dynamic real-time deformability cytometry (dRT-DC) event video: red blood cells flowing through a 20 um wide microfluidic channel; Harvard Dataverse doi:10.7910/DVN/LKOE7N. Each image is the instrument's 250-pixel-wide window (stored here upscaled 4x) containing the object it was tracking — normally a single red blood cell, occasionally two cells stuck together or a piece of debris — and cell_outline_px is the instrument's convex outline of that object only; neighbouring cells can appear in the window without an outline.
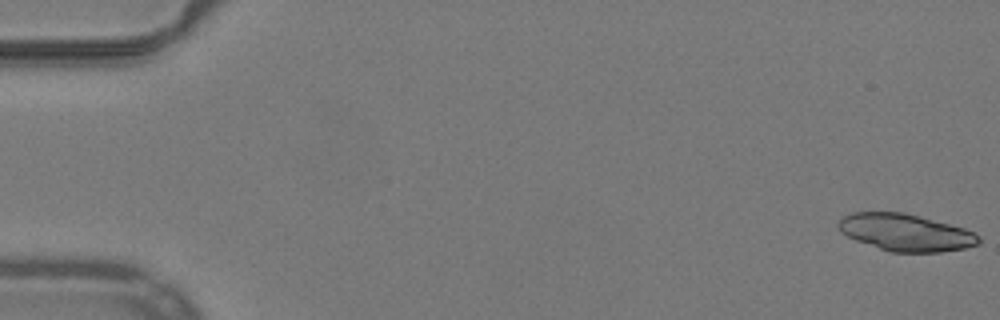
{"species": "common noctule bat (a hibernating species)", "species_latin": "Nyctalus noctula", "temperature_condition": "warm", "stored_images_in_passage": 53, "camera_frame_rate_fps": 3000, "um_per_image_px": 0.085, "animal": {"sex": "male", "body_mass_g": 19.2, "forearm_length_mm": 51.8}, "frame": {"image": 1, "passage_image": 1, "time_ms": 0.0, "image_size_px": [1000, 320], "cell_outline_px": [[980, 244], [964, 248], [940, 252], [892, 252], [856, 240], [840, 232], [836, 224], [844, 216], [852, 212], [904, 212], [920, 216], [964, 228], [980, 236]], "centroid_in_image_um": [76.98, 19.75], "position_along_channel_um": 8.0, "area_um2": 30.17}}
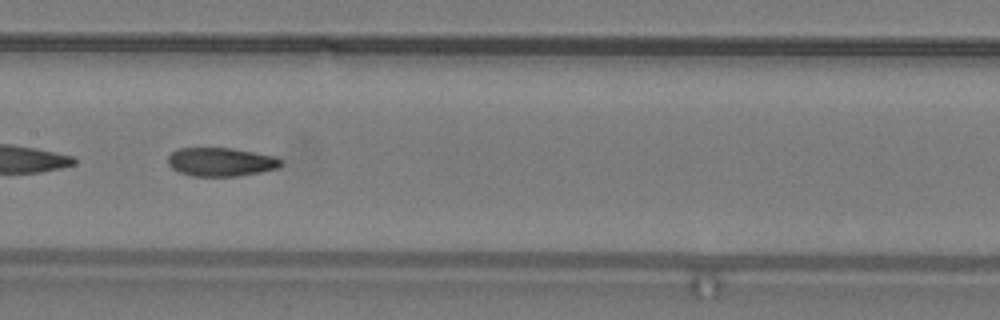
{"frame": {"image": 2, "passage_image": 27, "time_ms": 8.667, "image_size_px": [1000, 320], "cell_outline_px": [[284, 164], [280, 168], [260, 172], [236, 176], [192, 176], [180, 172], [172, 168], [168, 164], [168, 156], [176, 148], [232, 148], [276, 156], [284, 160]], "centroid_in_image_um": [18.82, 13.76], "position_along_channel_um": 188.6, "area_um2": 19.07}}
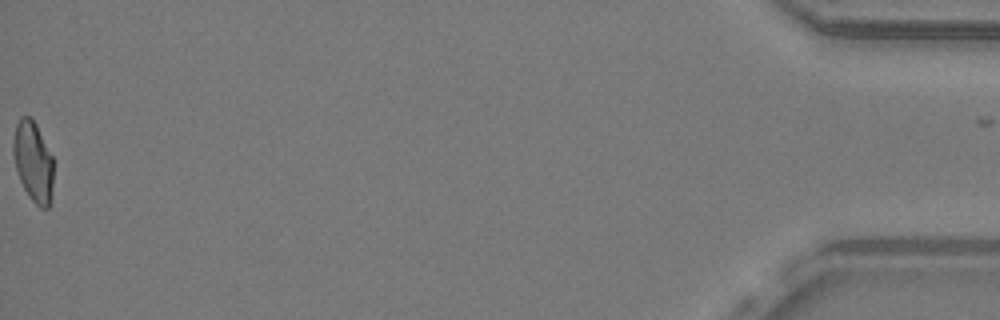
{"frame": {"image": 3, "passage_image": 53, "time_ms": 17.333, "image_size_px": [1000, 320], "cell_outline_px": [[52, 200], [48, 208], [40, 208], [28, 196], [20, 180], [16, 168], [12, 152], [12, 140], [16, 124], [20, 116], [32, 116], [52, 156]], "centroid_in_image_um": [2.8, 13.73], "position_along_channel_um": 432.4, "area_um2": 18.96}, "authors_computed_cell_mechanics": {"area_um2": 19.7676, "velocity_mm_per_s": 3.9842, "shape_relaxation_time_tau1_ms": null, "shape_relaxation_time_tau2_ms": 2.9286, "deformation_change_tau1": null, "deformation_change_tau2": 0.0904}}